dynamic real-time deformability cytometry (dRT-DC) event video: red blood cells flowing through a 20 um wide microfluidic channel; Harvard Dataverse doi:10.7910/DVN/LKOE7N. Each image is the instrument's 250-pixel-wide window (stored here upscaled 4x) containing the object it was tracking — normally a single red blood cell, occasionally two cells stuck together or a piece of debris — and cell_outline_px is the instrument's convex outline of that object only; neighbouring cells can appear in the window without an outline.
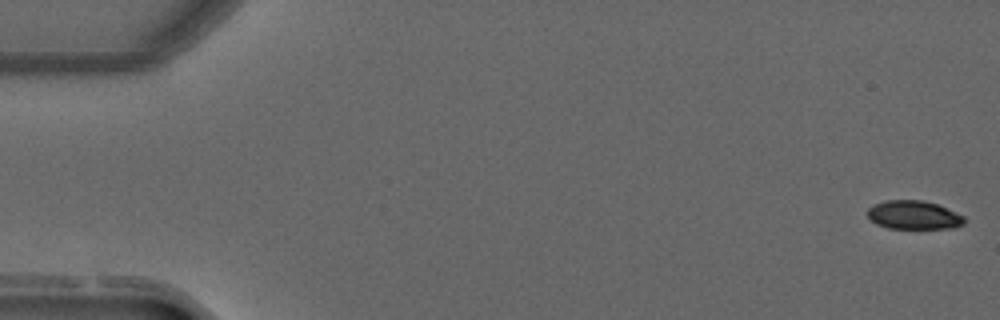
{"species": "common noctule bat (a hibernating species)", "species_latin": "Nyctalus noctula", "temperature_condition": "warm", "stored_images_in_passage": 5, "camera_frame_rate_fps": 3000, "um_per_image_px": 0.085, "animal": {"sex": "male", "forearm_length_mm": 52.5}, "frame": {"image": 1, "passage_image": 1, "time_ms": 0.0, "image_size_px": [1000, 320], "cell_outline_px": [[964, 224], [952, 228], [888, 228], [876, 224], [868, 216], [868, 208], [872, 204], [884, 200], [924, 200], [936, 204], [964, 216]], "centroid_in_image_um": [77.63, 18.27], "position_along_channel_um": 7.4, "area_um2": 16.07}}
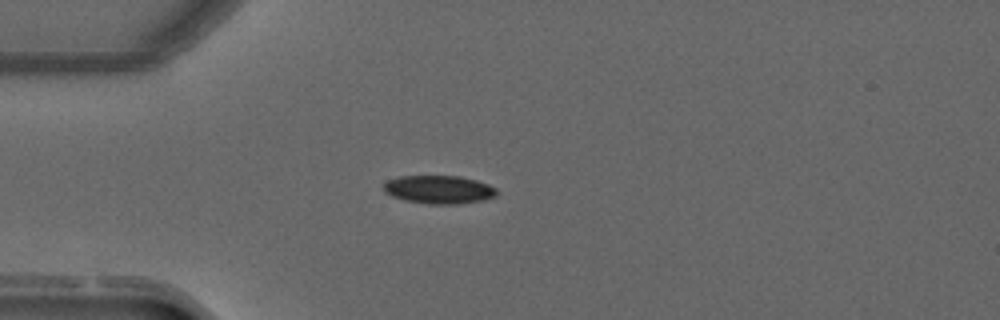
{"frame": {"image": 2, "passage_image": 4, "time_ms": 1.0, "image_size_px": [1000, 320], "cell_outline_px": [[496, 196], [484, 200], [456, 204], [428, 204], [408, 200], [392, 196], [384, 192], [384, 184], [388, 180], [400, 176], [460, 176], [476, 180], [488, 184], [496, 188]], "centroid_in_image_um": [37.33, 16.11], "position_along_channel_um": 47.7, "area_um2": 18.5}}